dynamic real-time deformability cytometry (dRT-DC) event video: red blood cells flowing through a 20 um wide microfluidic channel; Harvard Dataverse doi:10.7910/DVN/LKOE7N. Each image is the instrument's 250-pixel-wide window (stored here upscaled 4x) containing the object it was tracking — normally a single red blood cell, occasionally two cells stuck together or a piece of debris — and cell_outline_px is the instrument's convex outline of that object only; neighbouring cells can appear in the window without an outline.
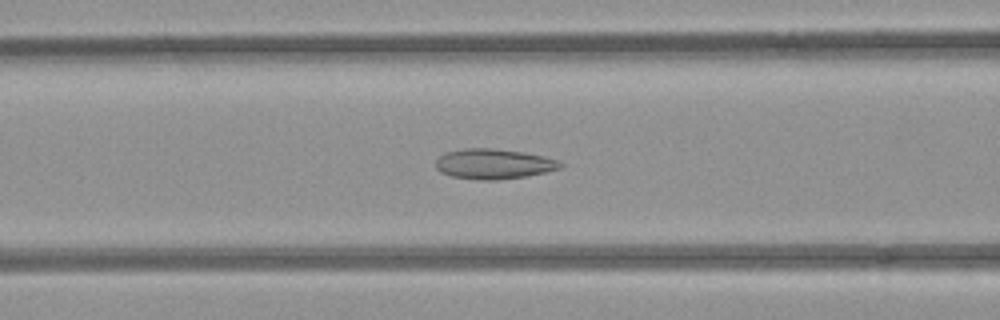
{"species": "common noctule bat (a hibernating species)", "species_latin": "Nyctalus noctula", "temperature_condition": "room temperature", "stored_images_in_passage": 54, "camera_frame_rate_fps": 3000, "um_per_image_px": 0.085, "animal": {"sex": "female", "body_mass_g": 21.9}, "frame": {"image": 1, "passage_image": 22, "time_ms": 7.0, "image_size_px": [1000, 320], "cell_outline_px": [[564, 164], [560, 168], [544, 172], [524, 176], [496, 180], [480, 180], [452, 176], [440, 172], [436, 168], [436, 160], [444, 152], [468, 148], [488, 148], [520, 152], [544, 156], [556, 160]], "centroid_in_image_um": [41.92, 13.93], "position_along_channel_um": 124.7, "area_um2": 21.56}}
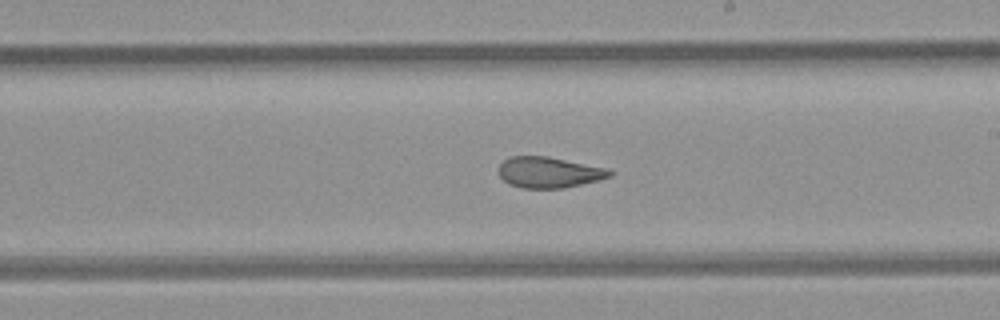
{"frame": {"image": 2, "passage_image": 31, "time_ms": 10.0, "image_size_px": [1000, 320], "cell_outline_px": [[612, 176], [600, 180], [564, 188], [520, 188], [508, 184], [500, 176], [500, 164], [504, 160], [512, 156], [548, 156], [608, 168], [612, 172]], "centroid_in_image_um": [46.69, 14.65], "position_along_channel_um": 242.3, "area_um2": 20.06}}
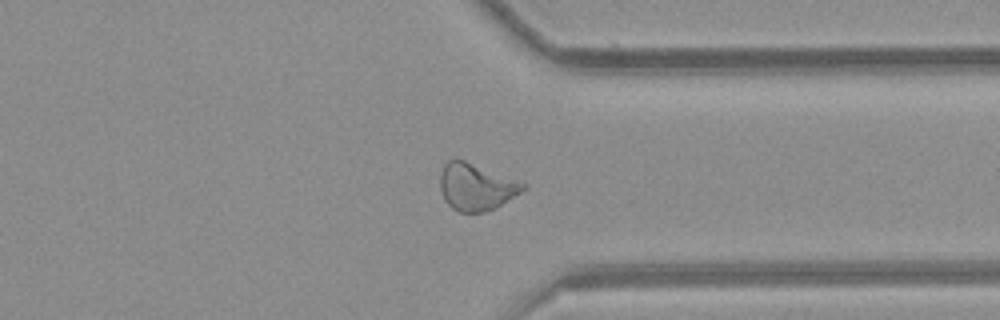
{"frame": {"image": 3, "passage_image": 41, "time_ms": 13.333, "image_size_px": [1000, 320], "cell_outline_px": [[524, 188], [520, 192], [496, 208], [484, 212], [460, 212], [452, 208], [444, 200], [440, 188], [440, 172], [444, 164], [448, 160], [464, 160], [524, 184]], "centroid_in_image_um": [40.39, 15.91], "position_along_channel_um": 371.0, "area_um2": 22.08}, "authors_computed_cell_mechanics": {"area_um2": 23.0622, "velocity_mm_per_s": 3.9257, "shape_relaxation_time_tau1_ms": null, "shape_relaxation_time_tau2_ms": 1.8371, "deformation_change_tau1": null, "deformation_change_tau2": 0.0963}}